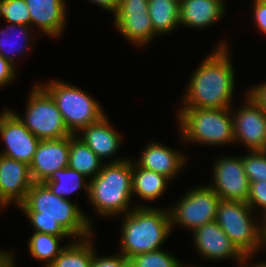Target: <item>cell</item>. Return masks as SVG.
<instances>
[{"label": "cell", "instance_id": "cell-30", "mask_svg": "<svg viewBox=\"0 0 266 267\" xmlns=\"http://www.w3.org/2000/svg\"><path fill=\"white\" fill-rule=\"evenodd\" d=\"M241 158L250 183L266 181V150L250 151Z\"/></svg>", "mask_w": 266, "mask_h": 267}, {"label": "cell", "instance_id": "cell-7", "mask_svg": "<svg viewBox=\"0 0 266 267\" xmlns=\"http://www.w3.org/2000/svg\"><path fill=\"white\" fill-rule=\"evenodd\" d=\"M251 207L241 201L221 200L216 221L238 250L250 259L260 250L259 224L252 217ZM259 249V250H258Z\"/></svg>", "mask_w": 266, "mask_h": 267}, {"label": "cell", "instance_id": "cell-23", "mask_svg": "<svg viewBox=\"0 0 266 267\" xmlns=\"http://www.w3.org/2000/svg\"><path fill=\"white\" fill-rule=\"evenodd\" d=\"M148 2V12L156 35H166L179 26L180 3L174 0H148Z\"/></svg>", "mask_w": 266, "mask_h": 267}, {"label": "cell", "instance_id": "cell-28", "mask_svg": "<svg viewBox=\"0 0 266 267\" xmlns=\"http://www.w3.org/2000/svg\"><path fill=\"white\" fill-rule=\"evenodd\" d=\"M130 260V267H183L172 254L160 249L157 251L134 255ZM186 267H194L186 266Z\"/></svg>", "mask_w": 266, "mask_h": 267}, {"label": "cell", "instance_id": "cell-33", "mask_svg": "<svg viewBox=\"0 0 266 267\" xmlns=\"http://www.w3.org/2000/svg\"><path fill=\"white\" fill-rule=\"evenodd\" d=\"M254 22L260 31L266 34V0H254Z\"/></svg>", "mask_w": 266, "mask_h": 267}, {"label": "cell", "instance_id": "cell-4", "mask_svg": "<svg viewBox=\"0 0 266 267\" xmlns=\"http://www.w3.org/2000/svg\"><path fill=\"white\" fill-rule=\"evenodd\" d=\"M111 161L104 163L100 173L90 179L87 194L96 212L104 216L126 214L132 210L129 204L133 196V162L128 158Z\"/></svg>", "mask_w": 266, "mask_h": 267}, {"label": "cell", "instance_id": "cell-21", "mask_svg": "<svg viewBox=\"0 0 266 267\" xmlns=\"http://www.w3.org/2000/svg\"><path fill=\"white\" fill-rule=\"evenodd\" d=\"M169 181L166 176L141 168L133 162L132 194L135 193L146 201H153L165 193Z\"/></svg>", "mask_w": 266, "mask_h": 267}, {"label": "cell", "instance_id": "cell-29", "mask_svg": "<svg viewBox=\"0 0 266 267\" xmlns=\"http://www.w3.org/2000/svg\"><path fill=\"white\" fill-rule=\"evenodd\" d=\"M8 24L31 26L30 12L25 0H2L0 3V18Z\"/></svg>", "mask_w": 266, "mask_h": 267}, {"label": "cell", "instance_id": "cell-41", "mask_svg": "<svg viewBox=\"0 0 266 267\" xmlns=\"http://www.w3.org/2000/svg\"><path fill=\"white\" fill-rule=\"evenodd\" d=\"M252 267H260V266L256 263V265L254 264L252 265Z\"/></svg>", "mask_w": 266, "mask_h": 267}, {"label": "cell", "instance_id": "cell-14", "mask_svg": "<svg viewBox=\"0 0 266 267\" xmlns=\"http://www.w3.org/2000/svg\"><path fill=\"white\" fill-rule=\"evenodd\" d=\"M192 232L195 248L202 257L217 261L234 258L239 264H244L243 266L250 261L233 244L216 220L206 223Z\"/></svg>", "mask_w": 266, "mask_h": 267}, {"label": "cell", "instance_id": "cell-35", "mask_svg": "<svg viewBox=\"0 0 266 267\" xmlns=\"http://www.w3.org/2000/svg\"><path fill=\"white\" fill-rule=\"evenodd\" d=\"M250 95L266 111V83L252 87L248 91Z\"/></svg>", "mask_w": 266, "mask_h": 267}, {"label": "cell", "instance_id": "cell-5", "mask_svg": "<svg viewBox=\"0 0 266 267\" xmlns=\"http://www.w3.org/2000/svg\"><path fill=\"white\" fill-rule=\"evenodd\" d=\"M232 108H182L178 124L183 140L206 145L234 143Z\"/></svg>", "mask_w": 266, "mask_h": 267}, {"label": "cell", "instance_id": "cell-3", "mask_svg": "<svg viewBox=\"0 0 266 267\" xmlns=\"http://www.w3.org/2000/svg\"><path fill=\"white\" fill-rule=\"evenodd\" d=\"M122 214L124 216L121 229L122 253L127 259L134 255L160 250L164 241L172 231L170 216L167 209L135 206Z\"/></svg>", "mask_w": 266, "mask_h": 267}, {"label": "cell", "instance_id": "cell-19", "mask_svg": "<svg viewBox=\"0 0 266 267\" xmlns=\"http://www.w3.org/2000/svg\"><path fill=\"white\" fill-rule=\"evenodd\" d=\"M223 0H183L180 3L179 25L191 28H205L225 14Z\"/></svg>", "mask_w": 266, "mask_h": 267}, {"label": "cell", "instance_id": "cell-31", "mask_svg": "<svg viewBox=\"0 0 266 267\" xmlns=\"http://www.w3.org/2000/svg\"><path fill=\"white\" fill-rule=\"evenodd\" d=\"M254 211L255 208H266V181L250 183V193L246 202Z\"/></svg>", "mask_w": 266, "mask_h": 267}, {"label": "cell", "instance_id": "cell-24", "mask_svg": "<svg viewBox=\"0 0 266 267\" xmlns=\"http://www.w3.org/2000/svg\"><path fill=\"white\" fill-rule=\"evenodd\" d=\"M92 237L78 239L65 246L49 267H90L95 248Z\"/></svg>", "mask_w": 266, "mask_h": 267}, {"label": "cell", "instance_id": "cell-40", "mask_svg": "<svg viewBox=\"0 0 266 267\" xmlns=\"http://www.w3.org/2000/svg\"><path fill=\"white\" fill-rule=\"evenodd\" d=\"M260 267H266V262H259V263H257Z\"/></svg>", "mask_w": 266, "mask_h": 267}, {"label": "cell", "instance_id": "cell-32", "mask_svg": "<svg viewBox=\"0 0 266 267\" xmlns=\"http://www.w3.org/2000/svg\"><path fill=\"white\" fill-rule=\"evenodd\" d=\"M94 251L90 267H130V260L122 253L114 256L97 257Z\"/></svg>", "mask_w": 266, "mask_h": 267}, {"label": "cell", "instance_id": "cell-26", "mask_svg": "<svg viewBox=\"0 0 266 267\" xmlns=\"http://www.w3.org/2000/svg\"><path fill=\"white\" fill-rule=\"evenodd\" d=\"M71 236H56L52 234L34 232L28 241V248L34 259L45 262V267H49L56 257L62 252L66 245L60 246L61 239Z\"/></svg>", "mask_w": 266, "mask_h": 267}, {"label": "cell", "instance_id": "cell-16", "mask_svg": "<svg viewBox=\"0 0 266 267\" xmlns=\"http://www.w3.org/2000/svg\"><path fill=\"white\" fill-rule=\"evenodd\" d=\"M27 163L0 154V206L20 205L33 184Z\"/></svg>", "mask_w": 266, "mask_h": 267}, {"label": "cell", "instance_id": "cell-13", "mask_svg": "<svg viewBox=\"0 0 266 267\" xmlns=\"http://www.w3.org/2000/svg\"><path fill=\"white\" fill-rule=\"evenodd\" d=\"M0 135L5 143V150L0 154L30 165L33 161L39 139L11 111L6 109L0 114Z\"/></svg>", "mask_w": 266, "mask_h": 267}, {"label": "cell", "instance_id": "cell-18", "mask_svg": "<svg viewBox=\"0 0 266 267\" xmlns=\"http://www.w3.org/2000/svg\"><path fill=\"white\" fill-rule=\"evenodd\" d=\"M186 162L185 156L158 142L145 147L135 163L144 169L152 170L172 180Z\"/></svg>", "mask_w": 266, "mask_h": 267}, {"label": "cell", "instance_id": "cell-38", "mask_svg": "<svg viewBox=\"0 0 266 267\" xmlns=\"http://www.w3.org/2000/svg\"><path fill=\"white\" fill-rule=\"evenodd\" d=\"M262 211H263L262 212L263 215L261 217L262 218L260 221L261 223H259V230H260V232H266V208H264Z\"/></svg>", "mask_w": 266, "mask_h": 267}, {"label": "cell", "instance_id": "cell-25", "mask_svg": "<svg viewBox=\"0 0 266 267\" xmlns=\"http://www.w3.org/2000/svg\"><path fill=\"white\" fill-rule=\"evenodd\" d=\"M84 180V175L68 166L55 171L44 184L53 194L64 199H69L67 198L69 194H72L81 188L89 193V182L86 183Z\"/></svg>", "mask_w": 266, "mask_h": 267}, {"label": "cell", "instance_id": "cell-15", "mask_svg": "<svg viewBox=\"0 0 266 267\" xmlns=\"http://www.w3.org/2000/svg\"><path fill=\"white\" fill-rule=\"evenodd\" d=\"M70 136L40 140L30 167L34 183H44L52 174L69 165Z\"/></svg>", "mask_w": 266, "mask_h": 267}, {"label": "cell", "instance_id": "cell-9", "mask_svg": "<svg viewBox=\"0 0 266 267\" xmlns=\"http://www.w3.org/2000/svg\"><path fill=\"white\" fill-rule=\"evenodd\" d=\"M221 198L210 186H197L189 190L184 197L170 209L171 227L179 224L191 231L216 220Z\"/></svg>", "mask_w": 266, "mask_h": 267}, {"label": "cell", "instance_id": "cell-2", "mask_svg": "<svg viewBox=\"0 0 266 267\" xmlns=\"http://www.w3.org/2000/svg\"><path fill=\"white\" fill-rule=\"evenodd\" d=\"M192 75L182 108H230L235 73L226 42L220 43Z\"/></svg>", "mask_w": 266, "mask_h": 267}, {"label": "cell", "instance_id": "cell-39", "mask_svg": "<svg viewBox=\"0 0 266 267\" xmlns=\"http://www.w3.org/2000/svg\"><path fill=\"white\" fill-rule=\"evenodd\" d=\"M261 238H260V249L263 248V246L266 247V232H260Z\"/></svg>", "mask_w": 266, "mask_h": 267}, {"label": "cell", "instance_id": "cell-1", "mask_svg": "<svg viewBox=\"0 0 266 267\" xmlns=\"http://www.w3.org/2000/svg\"><path fill=\"white\" fill-rule=\"evenodd\" d=\"M18 207L34 226V232L79 239L93 236L92 223L78 204L53 194L44 183H33Z\"/></svg>", "mask_w": 266, "mask_h": 267}, {"label": "cell", "instance_id": "cell-20", "mask_svg": "<svg viewBox=\"0 0 266 267\" xmlns=\"http://www.w3.org/2000/svg\"><path fill=\"white\" fill-rule=\"evenodd\" d=\"M82 132V133H81ZM81 139L102 161L118 152L121 134L114 130L106 116L79 131Z\"/></svg>", "mask_w": 266, "mask_h": 267}, {"label": "cell", "instance_id": "cell-22", "mask_svg": "<svg viewBox=\"0 0 266 267\" xmlns=\"http://www.w3.org/2000/svg\"><path fill=\"white\" fill-rule=\"evenodd\" d=\"M78 134L70 136L69 167L84 175L94 178L102 169L101 159L81 140Z\"/></svg>", "mask_w": 266, "mask_h": 267}, {"label": "cell", "instance_id": "cell-37", "mask_svg": "<svg viewBox=\"0 0 266 267\" xmlns=\"http://www.w3.org/2000/svg\"><path fill=\"white\" fill-rule=\"evenodd\" d=\"M13 254L0 250V267H15Z\"/></svg>", "mask_w": 266, "mask_h": 267}, {"label": "cell", "instance_id": "cell-42", "mask_svg": "<svg viewBox=\"0 0 266 267\" xmlns=\"http://www.w3.org/2000/svg\"><path fill=\"white\" fill-rule=\"evenodd\" d=\"M174 1H176V2H178V3H181L183 0H174Z\"/></svg>", "mask_w": 266, "mask_h": 267}, {"label": "cell", "instance_id": "cell-11", "mask_svg": "<svg viewBox=\"0 0 266 267\" xmlns=\"http://www.w3.org/2000/svg\"><path fill=\"white\" fill-rule=\"evenodd\" d=\"M213 170L214 183L209 186L221 200L247 202L250 181L240 156L219 158L215 162Z\"/></svg>", "mask_w": 266, "mask_h": 267}, {"label": "cell", "instance_id": "cell-10", "mask_svg": "<svg viewBox=\"0 0 266 267\" xmlns=\"http://www.w3.org/2000/svg\"><path fill=\"white\" fill-rule=\"evenodd\" d=\"M148 7V0H119V8L114 15L116 29L138 46H145L156 36Z\"/></svg>", "mask_w": 266, "mask_h": 267}, {"label": "cell", "instance_id": "cell-34", "mask_svg": "<svg viewBox=\"0 0 266 267\" xmlns=\"http://www.w3.org/2000/svg\"><path fill=\"white\" fill-rule=\"evenodd\" d=\"M14 65L0 55V87H4L6 84L8 85V83L15 79L16 72Z\"/></svg>", "mask_w": 266, "mask_h": 267}, {"label": "cell", "instance_id": "cell-17", "mask_svg": "<svg viewBox=\"0 0 266 267\" xmlns=\"http://www.w3.org/2000/svg\"><path fill=\"white\" fill-rule=\"evenodd\" d=\"M66 0H25L30 12L31 24L41 33L59 37L66 23Z\"/></svg>", "mask_w": 266, "mask_h": 267}, {"label": "cell", "instance_id": "cell-27", "mask_svg": "<svg viewBox=\"0 0 266 267\" xmlns=\"http://www.w3.org/2000/svg\"><path fill=\"white\" fill-rule=\"evenodd\" d=\"M6 29L4 30H1L0 31V34L4 36V34H6L4 38H2V36L0 35V55L10 61L12 64H14V56H13V51L16 52V54L18 53L19 55H22V53L25 52L26 48L28 49L29 46H26L28 44V42L32 39L31 42H34L33 38H32V35H31V29L28 25H18V24H10L8 25L7 27V30L5 31ZM14 30V31H13ZM18 31V32H17ZM13 32L14 34H16L15 32H17V35L19 34V36L21 38H23V45L21 46L19 43H18V39L16 38V41L15 43L17 42L19 44V46H17L18 44L14 45L13 44V41L9 42L7 39V37H9L11 33ZM7 34H9L7 36ZM14 36V35H13ZM18 37V36H17ZM12 39V38H11ZM20 39V38H19ZM22 40V39H21ZM6 45L10 46L9 49L6 48ZM14 45V46H13ZM26 46V47H25ZM12 47V48H11ZM14 47V48H13ZM8 51H7V50ZM13 50V51H12ZM24 50V51H23ZM12 52V53H9V52ZM12 54V55H11Z\"/></svg>", "mask_w": 266, "mask_h": 267}, {"label": "cell", "instance_id": "cell-12", "mask_svg": "<svg viewBox=\"0 0 266 267\" xmlns=\"http://www.w3.org/2000/svg\"><path fill=\"white\" fill-rule=\"evenodd\" d=\"M246 103L232 109L235 142L246 145L249 151L266 150V111L248 94Z\"/></svg>", "mask_w": 266, "mask_h": 267}, {"label": "cell", "instance_id": "cell-8", "mask_svg": "<svg viewBox=\"0 0 266 267\" xmlns=\"http://www.w3.org/2000/svg\"><path fill=\"white\" fill-rule=\"evenodd\" d=\"M27 102L24 118L11 111L39 140L60 139L72 135L65 126L54 99L41 85L36 84L33 87Z\"/></svg>", "mask_w": 266, "mask_h": 267}, {"label": "cell", "instance_id": "cell-6", "mask_svg": "<svg viewBox=\"0 0 266 267\" xmlns=\"http://www.w3.org/2000/svg\"><path fill=\"white\" fill-rule=\"evenodd\" d=\"M41 85L54 99L68 131L76 135L89 124L99 121L105 113L97 100L80 88L51 80Z\"/></svg>", "mask_w": 266, "mask_h": 267}, {"label": "cell", "instance_id": "cell-36", "mask_svg": "<svg viewBox=\"0 0 266 267\" xmlns=\"http://www.w3.org/2000/svg\"><path fill=\"white\" fill-rule=\"evenodd\" d=\"M93 3L98 4L103 9L113 12L114 15L116 14L119 8V0H89Z\"/></svg>", "mask_w": 266, "mask_h": 267}]
</instances>
